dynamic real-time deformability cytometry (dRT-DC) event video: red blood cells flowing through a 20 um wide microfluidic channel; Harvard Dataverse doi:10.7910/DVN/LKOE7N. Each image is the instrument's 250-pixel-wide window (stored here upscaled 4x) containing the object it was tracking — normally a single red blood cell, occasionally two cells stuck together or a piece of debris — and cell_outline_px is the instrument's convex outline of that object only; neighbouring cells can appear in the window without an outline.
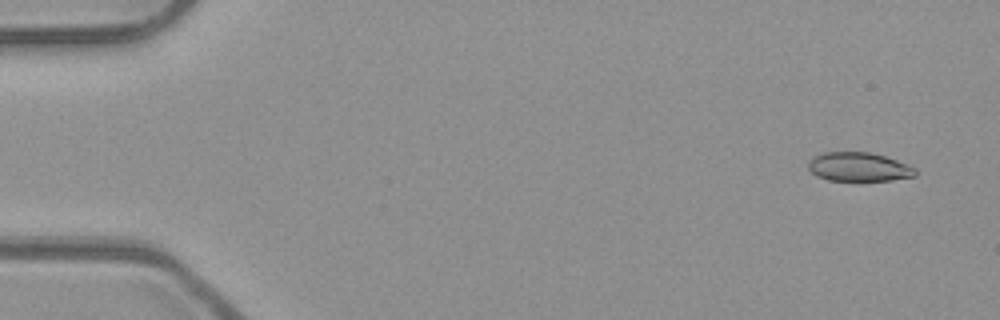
{"species": "common noctule bat (a hibernating species)", "species_latin": "Nyctalus noctula", "temperature_condition": "room temperature", "stored_images_in_passage": 53, "camera_frame_rate_fps": 3000, "um_per_image_px": 0.085, "animal": {"sex": "male", "body_mass_g": 23.1, "forearm_length_mm": 52.7}, "frame": {"image": 1, "passage_image": 3, "time_ms": 0.667, "image_size_px": [1000, 320], "cell_outline_px": [[916, 176], [892, 180], [828, 180], [816, 176], [808, 168], [808, 160], [812, 156], [824, 152], [868, 152], [884, 156], [908, 164], [916, 168]], "centroid_in_image_um": [72.98, 14.18], "position_along_channel_um": 12.0, "area_um2": 18.09}}
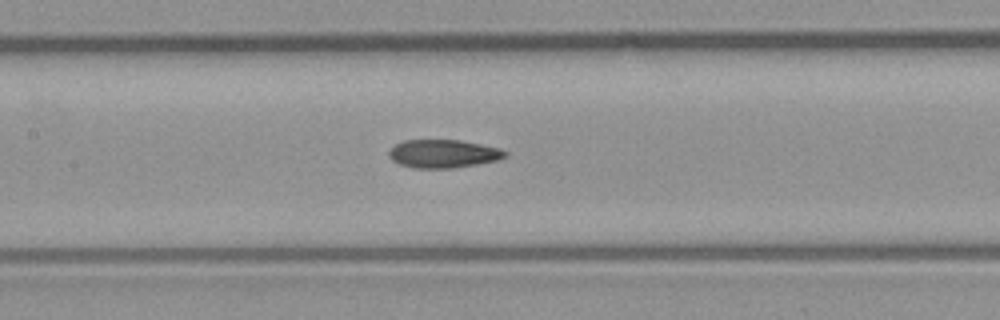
{"frame": {"image": 2, "passage_image": 25, "time_ms": 8.0, "image_size_px": [1000, 320], "cell_outline_px": [[508, 156], [500, 160], [452, 168], [412, 168], [400, 164], [392, 160], [388, 156], [388, 152], [396, 144], [404, 140], [460, 140], [500, 148], [508, 152]], "centroid_in_image_um": [37.7, 13.07], "position_along_channel_um": 169.7, "area_um2": 19.19}}
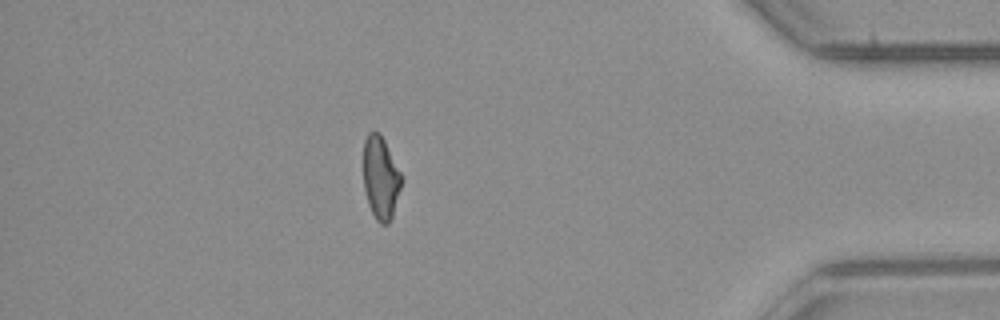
{"frame": {"image": 3, "passage_image": 46, "time_ms": 15.0, "image_size_px": [1000, 320], "cell_outline_px": [[404, 180], [392, 216], [388, 224], [380, 224], [376, 220], [368, 204], [364, 188], [364, 140], [368, 132], [380, 132]], "centroid_in_image_um": [32.37, 15.13], "position_along_channel_um": 402.8, "area_um2": 18.38}, "authors_computed_cell_mechanics": {"area_um2": 19.1318, "velocity_mm_per_s": 3.9541, "shape_relaxation_time_tau1_ms": null, "shape_relaxation_time_tau2_ms": 4.0485, "deformation_change_tau1": null, "deformation_change_tau2": 0.1075}}